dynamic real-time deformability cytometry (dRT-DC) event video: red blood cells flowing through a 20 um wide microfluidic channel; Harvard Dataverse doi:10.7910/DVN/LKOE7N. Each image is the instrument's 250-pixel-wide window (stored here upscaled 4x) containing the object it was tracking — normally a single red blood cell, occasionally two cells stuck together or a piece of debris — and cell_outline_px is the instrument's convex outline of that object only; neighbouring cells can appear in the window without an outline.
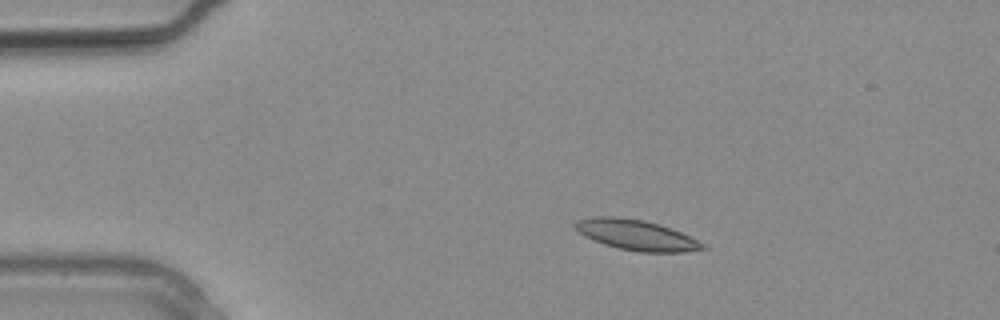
{"species": "common noctule bat (a hibernating species)", "species_latin": "Nyctalus noctula", "temperature_condition": "warm", "stored_images_in_passage": 3, "camera_frame_rate_fps": 3000, "um_per_image_px": 0.085, "animal": {"sex": "male", "body_mass_g": 20.4}, "frame": {"image": 1, "passage_image": 1, "time_ms": 0.0, "image_size_px": [1000, 320], "cell_outline_px": [[708, 248], [684, 252], [640, 252], [620, 248], [604, 244], [584, 236], [576, 228], [576, 224], [580, 220], [596, 216], [616, 216], [644, 220], [660, 224], [680, 232], [704, 244]], "centroid_in_image_um": [54.12, 19.97], "position_along_channel_um": 30.9, "area_um2": 22.2}}